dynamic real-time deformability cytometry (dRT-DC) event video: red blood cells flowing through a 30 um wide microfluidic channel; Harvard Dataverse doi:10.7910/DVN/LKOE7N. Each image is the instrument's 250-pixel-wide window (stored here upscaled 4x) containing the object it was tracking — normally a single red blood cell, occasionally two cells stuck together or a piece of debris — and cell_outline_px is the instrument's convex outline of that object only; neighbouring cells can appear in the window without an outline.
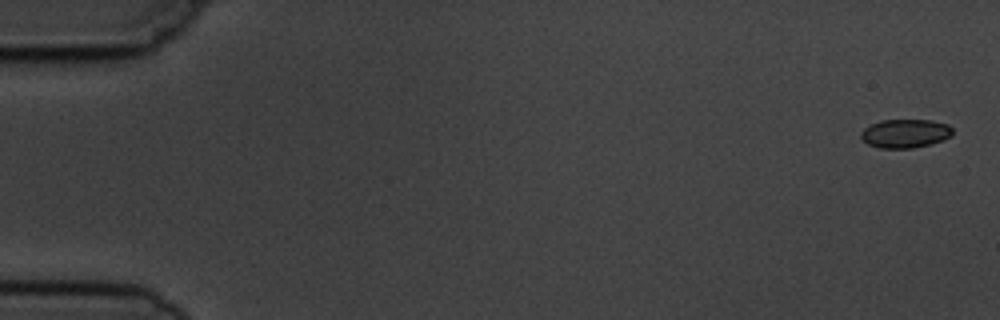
{"species": "common noctule bat (a hibernating species)", "species_latin": "Nyctalus noctula", "temperature_condition": "cold", "stored_images_in_passage": 5, "camera_frame_rate_fps": 3000, "um_per_image_px": 0.085, "animal": {"sex": "male", "body_mass_g": 19.5, "forearm_length_mm": 54.6}, "frame": {"image": 1, "passage_image": 1, "time_ms": 0.0, "image_size_px": [1000, 320], "cell_outline_px": [[952, 136], [944, 140], [912, 148], [880, 148], [868, 144], [860, 136], [860, 132], [864, 128], [880, 120], [928, 120], [948, 124], [952, 128]], "centroid_in_image_um": [76.94, 11.34], "position_along_channel_um": 8.1, "area_um2": 15.26}}
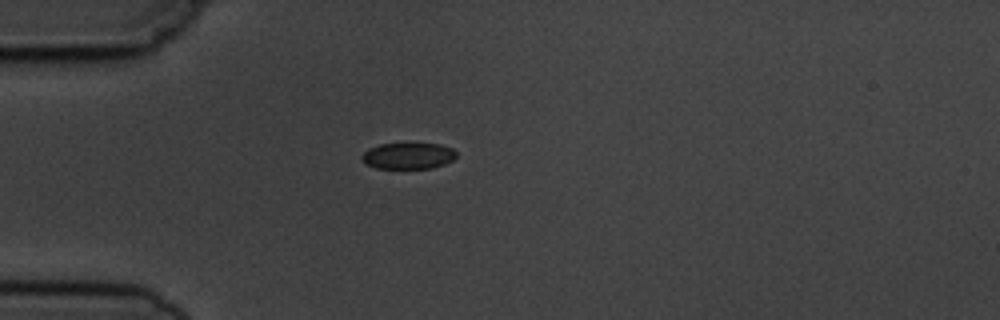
{"frame": {"image": 2, "passage_image": 5, "time_ms": 4.667, "image_size_px": [1000, 320], "cell_outline_px": [[456, 156], [452, 160], [444, 164], [432, 168], [376, 168], [364, 164], [360, 156], [368, 148], [380, 144], [440, 144], [452, 148], [456, 152]], "centroid_in_image_um": [34.66, 13.25], "position_along_channel_um": 50.3, "area_um2": 14.45}}